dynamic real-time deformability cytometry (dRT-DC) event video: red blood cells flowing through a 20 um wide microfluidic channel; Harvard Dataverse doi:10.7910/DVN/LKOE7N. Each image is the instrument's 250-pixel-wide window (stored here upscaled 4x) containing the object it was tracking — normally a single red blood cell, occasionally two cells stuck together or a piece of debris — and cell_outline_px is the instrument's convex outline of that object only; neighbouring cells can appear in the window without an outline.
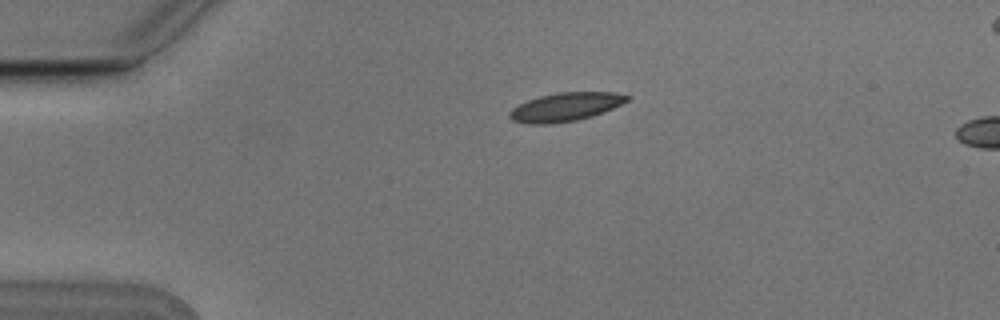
{"species": "Egyptian fruit bat (a non-hibernating species)", "species_latin": "Rousettus aegyptiacus", "temperature_condition": "cold", "stored_images_in_passage": 3, "camera_frame_rate_fps": 3000, "um_per_image_px": 0.085, "animal": {"sex": "male"}, "frame": {"image": 1, "passage_image": 1, "time_ms": 0.0, "image_size_px": [1000, 320], "cell_outline_px": [[628, 100], [604, 112], [592, 116], [576, 120], [552, 124], [524, 124], [512, 120], [508, 116], [508, 112], [512, 108], [528, 100], [540, 96], [560, 92], [616, 92], [628, 96]], "centroid_in_image_um": [48.02, 9.1], "position_along_channel_um": 37.0, "area_um2": 19.48}}